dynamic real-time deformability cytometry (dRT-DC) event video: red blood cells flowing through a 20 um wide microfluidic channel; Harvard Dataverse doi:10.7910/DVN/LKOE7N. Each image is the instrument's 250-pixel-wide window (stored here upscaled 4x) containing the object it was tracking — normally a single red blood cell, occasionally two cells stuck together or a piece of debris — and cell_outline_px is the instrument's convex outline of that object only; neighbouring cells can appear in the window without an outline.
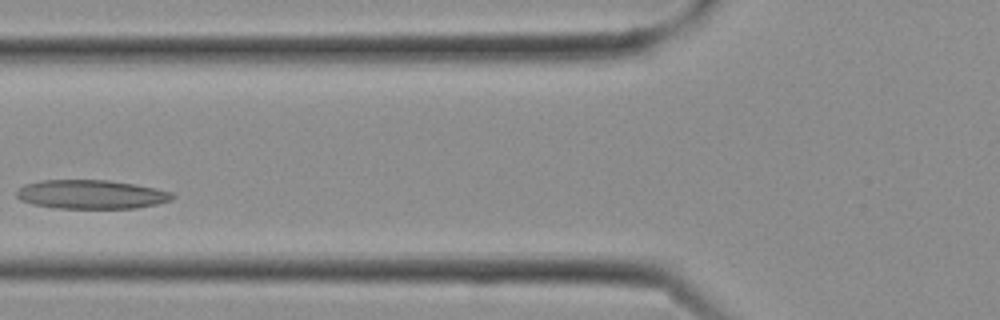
{"species": "Egyptian fruit bat (a non-hibernating species)", "species_latin": "Rousettus aegyptiacus", "temperature_condition": "cold", "stored_images_in_passage": 11, "camera_frame_rate_fps": 3000, "um_per_image_px": 0.085, "frame": {"image": 1, "passage_image": 5, "time_ms": 1.333, "image_size_px": [1000, 320], "cell_outline_px": [[176, 196], [172, 200], [156, 204], [136, 208], [52, 208], [32, 204], [20, 200], [16, 196], [16, 192], [24, 184], [40, 180], [108, 180], [136, 184], [156, 188], [172, 192]], "centroid_in_image_um": [7.75, 16.52], "position_along_channel_um": 118.0, "area_um2": 26.47}}
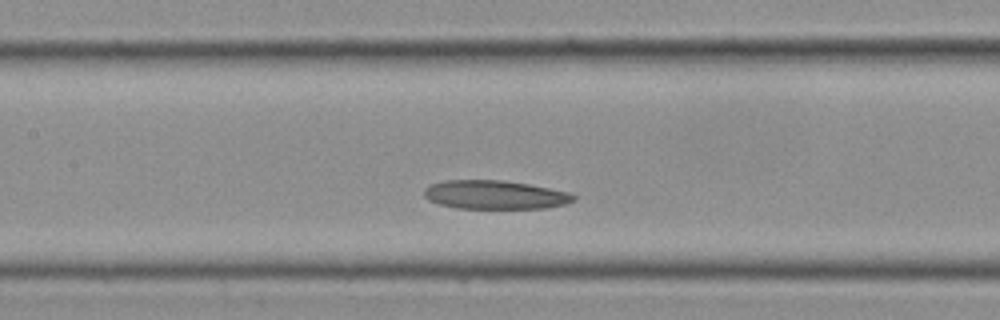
{"frame": {"image": 2, "passage_image": 7, "time_ms": 2.0, "image_size_px": [1000, 320], "cell_outline_px": [[576, 200], [564, 204], [544, 208], [456, 208], [440, 204], [428, 200], [424, 196], [424, 188], [432, 184], [444, 180], [500, 180], [528, 184], [568, 192], [576, 196]], "centroid_in_image_um": [42.05, 16.55], "position_along_channel_um": 165.4, "area_um2": 24.85}}
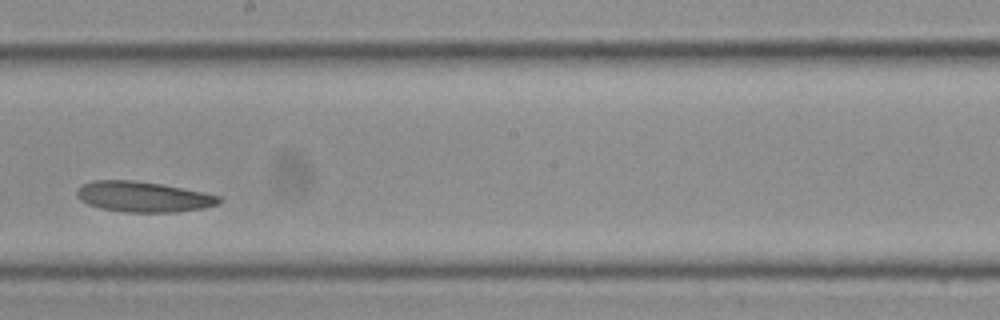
{"frame": {"image": 3, "passage_image": 10, "time_ms": 3.0, "image_size_px": [1000, 320], "cell_outline_px": [[220, 204], [204, 208], [176, 212], [124, 212], [100, 208], [88, 204], [80, 200], [76, 196], [76, 188], [92, 180], [136, 180], [160, 184], [204, 192], [220, 196]], "centroid_in_image_um": [12.16, 16.72], "position_along_channel_um": 236.0, "area_um2": 25.37}}